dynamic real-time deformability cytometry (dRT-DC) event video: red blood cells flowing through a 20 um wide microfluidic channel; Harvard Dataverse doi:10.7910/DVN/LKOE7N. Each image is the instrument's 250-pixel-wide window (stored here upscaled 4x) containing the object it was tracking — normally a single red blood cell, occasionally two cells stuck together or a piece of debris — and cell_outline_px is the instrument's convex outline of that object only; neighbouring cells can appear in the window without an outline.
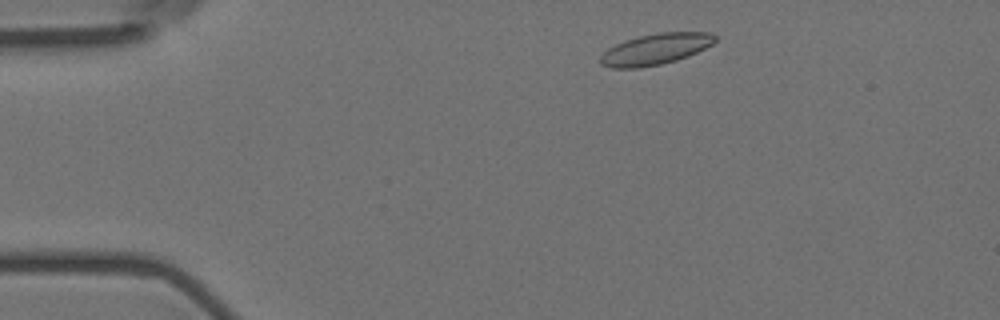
{"species": "Egyptian fruit bat (a non-hibernating species)", "species_latin": "Rousettus aegyptiacus", "temperature_condition": "room temperature", "stored_images_in_passage": 50, "camera_frame_rate_fps": 3000, "um_per_image_px": 0.085, "animal": {"sex": "female"}, "frame": {"image": 1, "passage_image": 4, "time_ms": 1.0, "image_size_px": [1000, 320], "cell_outline_px": [[716, 40], [712, 44], [696, 52], [676, 60], [660, 64], [636, 68], [612, 68], [600, 64], [600, 56], [608, 48], [624, 40], [640, 36], [660, 32], [712, 32], [716, 36]], "centroid_in_image_um": [55.7, 4.17], "position_along_channel_um": 29.3, "area_um2": 20.58}}
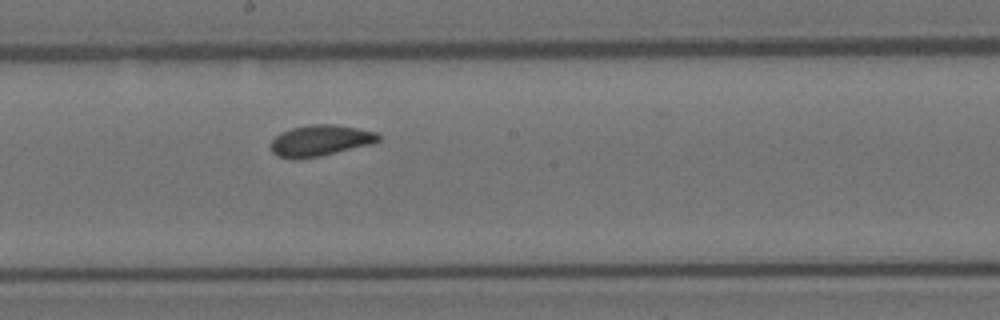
{"frame": {"image": 2, "passage_image": 25, "time_ms": 8.0, "image_size_px": [1000, 320], "cell_outline_px": [[380, 140], [372, 144], [320, 156], [296, 160], [292, 160], [276, 156], [272, 152], [268, 144], [280, 132], [292, 128], [308, 124], [336, 124], [376, 132], [380, 136]], "centroid_in_image_um": [27.17, 11.96], "position_along_channel_um": 221.0, "area_um2": 19.83}}
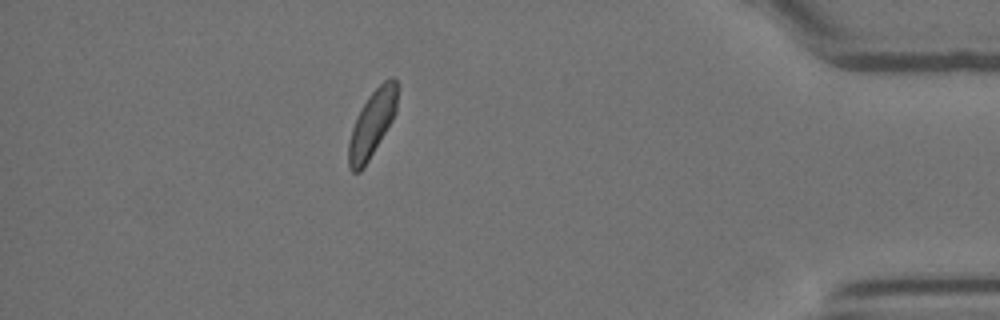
{"frame": {"image": 3, "passage_image": 44, "time_ms": 14.333, "image_size_px": [1000, 320], "cell_outline_px": [[396, 112], [392, 120], [368, 160], [360, 172], [352, 172], [348, 168], [348, 144], [352, 128], [356, 116], [368, 96], [388, 76], [392, 76], [396, 80]], "centroid_in_image_um": [31.6, 10.51], "position_along_channel_um": 403.6, "area_um2": 18.55}, "authors_computed_cell_mechanics": {"area_um2": 19.5364, "velocity_mm_per_s": 3.5822, "shape_relaxation_time_tau1_ms": 4.3746, "shape_relaxation_time_tau2_ms": 2.0884, "deformation_change_tau1": 0.0922, "deformation_change_tau2": 0.0735}}